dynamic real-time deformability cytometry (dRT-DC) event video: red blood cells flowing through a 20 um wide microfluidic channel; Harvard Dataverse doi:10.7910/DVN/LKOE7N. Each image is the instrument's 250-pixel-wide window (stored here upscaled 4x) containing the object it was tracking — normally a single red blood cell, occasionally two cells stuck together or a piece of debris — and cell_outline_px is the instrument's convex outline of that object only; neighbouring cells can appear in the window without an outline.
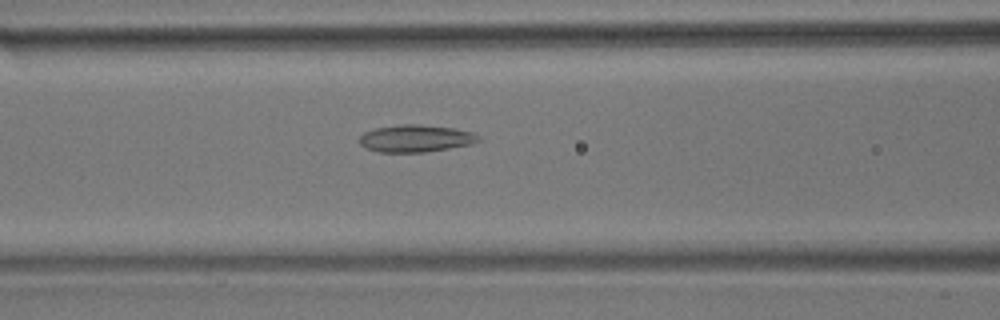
{"species": "common noctule bat (a hibernating species)", "species_latin": "Nyctalus noctula", "temperature_condition": "room temperature", "stored_images_in_passage": 54, "camera_frame_rate_fps": 3000, "um_per_image_px": 0.085, "animal": {"sex": "male", "body_mass_g": 17.9}, "frame": {"image": 1, "passage_image": 22, "time_ms": 7.0, "image_size_px": [1000, 320], "cell_outline_px": [[480, 140], [472, 144], [424, 152], [380, 152], [364, 148], [360, 144], [360, 136], [364, 132], [376, 128], [400, 124], [420, 124], [456, 128], [472, 132], [480, 136]], "centroid_in_image_um": [35.34, 11.76], "position_along_channel_um": 131.3, "area_um2": 18.96}}
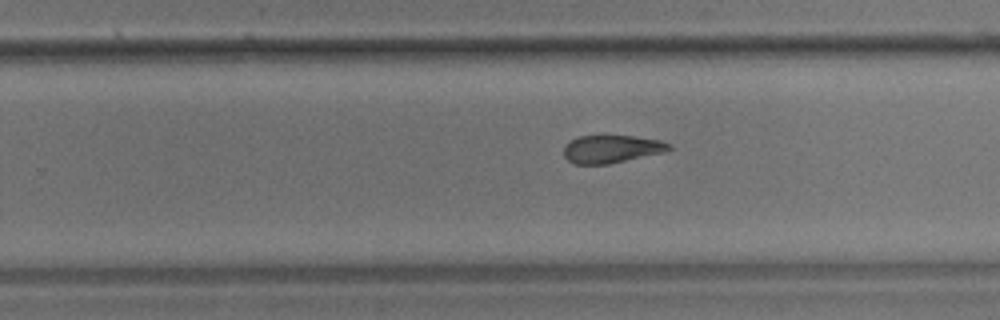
{"frame": {"image": 2, "passage_image": 34, "time_ms": 11.0, "image_size_px": [1000, 320], "cell_outline_px": [[672, 148], [664, 152], [608, 164], [576, 164], [568, 160], [564, 156], [564, 144], [580, 136], [632, 136], [660, 140], [672, 144]], "centroid_in_image_um": [51.99, 12.66], "position_along_channel_um": 277.8, "area_um2": 16.94}}
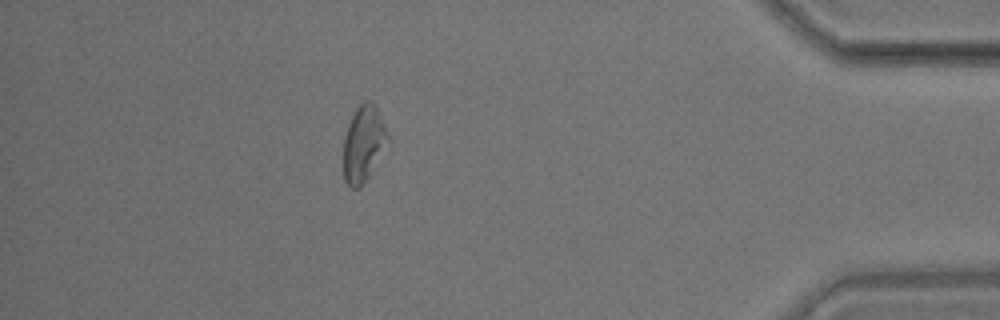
{"frame": {"image": 3, "passage_image": 48, "time_ms": 15.667, "image_size_px": [1000, 320], "cell_outline_px": [[388, 140], [368, 176], [360, 188], [352, 188], [344, 180], [344, 136], [348, 124], [356, 108], [364, 100], [368, 100], [376, 104], [388, 136]], "centroid_in_image_um": [30.87, 12.18], "position_along_channel_um": 404.3, "area_um2": 19.19}, "authors_computed_cell_mechanics": {"area_um2": 19.4208, "velocity_mm_per_s": 3.6737, "shape_relaxation_time_tau1_ms": 8.6276, "shape_relaxation_time_tau2_ms": 2.5917, "deformation_change_tau1": 0.1687, "deformation_change_tau2": 0.1036}}